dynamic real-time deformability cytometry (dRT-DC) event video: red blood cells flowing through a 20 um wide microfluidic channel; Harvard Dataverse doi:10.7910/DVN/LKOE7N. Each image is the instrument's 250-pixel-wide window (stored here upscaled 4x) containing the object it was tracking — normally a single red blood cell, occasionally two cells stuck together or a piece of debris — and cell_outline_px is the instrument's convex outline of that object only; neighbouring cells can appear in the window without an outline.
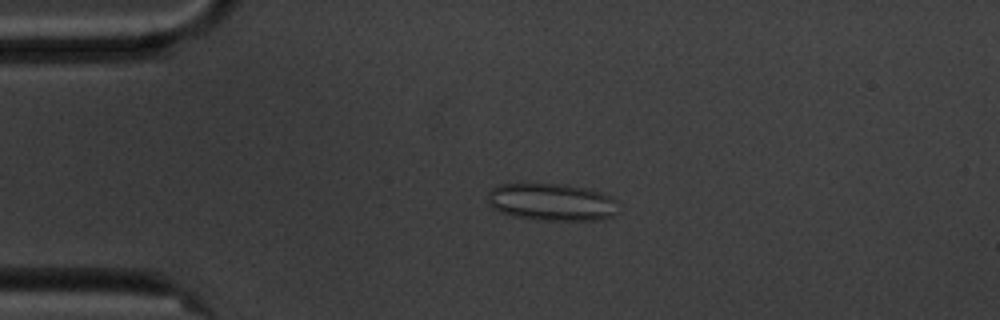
{"species": "common noctule bat (a hibernating species)", "species_latin": "Nyctalus noctula", "temperature_condition": "cold", "stored_images_in_passage": 40, "camera_frame_rate_fps": 3000, "um_per_image_px": 0.085, "animal": {"sex": "male", "body_mass_g": 20.1, "forearm_length_mm": 53.5}, "frame": {"image": 1, "passage_image": 7, "time_ms": 2.0, "image_size_px": [1000, 320], "cell_outline_px": [[616, 216], [600, 220], [536, 220], [512, 216], [500, 212], [492, 208], [488, 204], [488, 196], [492, 188], [500, 184], [520, 180], [568, 184], [592, 188], [616, 200]], "centroid_in_image_um": [46.84, 17.12], "position_along_channel_um": 38.2, "area_um2": 29.77}}
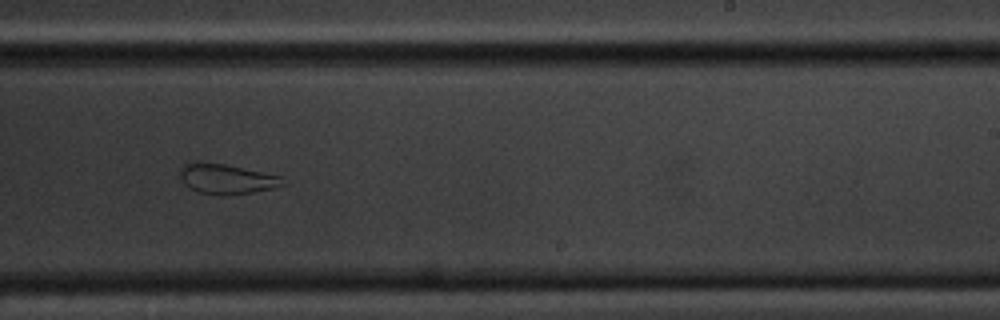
{"frame": {"image": 2, "passage_image": 29, "time_ms": 9.333, "image_size_px": [1000, 320], "cell_outline_px": [[288, 184], [272, 188], [252, 192], [200, 192], [184, 184], [180, 176], [180, 168], [188, 160], [200, 160], [224, 164], [284, 176]], "centroid_in_image_um": [19.28, 15.12], "position_along_channel_um": 269.7, "area_um2": 17.69}}
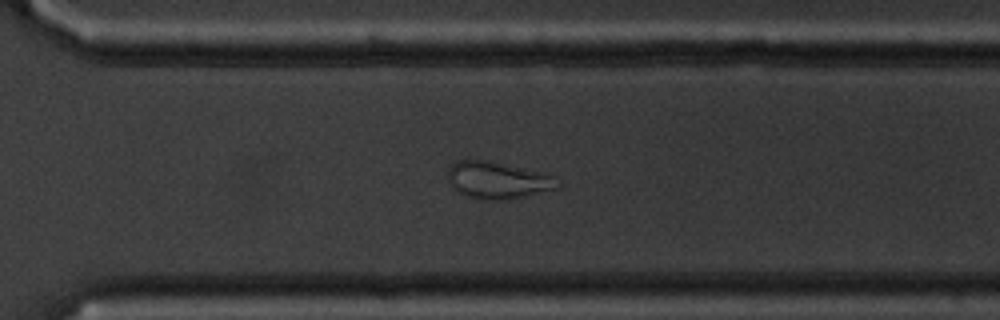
{"frame": {"image": 3, "passage_image": 34, "time_ms": 11.0, "image_size_px": [1000, 320], "cell_outline_px": [[560, 188], [524, 196], [496, 200], [480, 200], [456, 192], [448, 184], [448, 168], [456, 160], [484, 160], [536, 172], [552, 176], [560, 184]], "centroid_in_image_um": [42.21, 15.34], "position_along_channel_um": 328.4, "area_um2": 23.24}, "authors_computed_cell_mechanics": {"area_um2": 21.5305, "velocity_mm_per_s": 3.5476, "shape_relaxation_time_tau1_ms": null, "shape_relaxation_time_tau2_ms": 1.2352, "deformation_change_tau1": null, "deformation_change_tau2": 0.0908}}